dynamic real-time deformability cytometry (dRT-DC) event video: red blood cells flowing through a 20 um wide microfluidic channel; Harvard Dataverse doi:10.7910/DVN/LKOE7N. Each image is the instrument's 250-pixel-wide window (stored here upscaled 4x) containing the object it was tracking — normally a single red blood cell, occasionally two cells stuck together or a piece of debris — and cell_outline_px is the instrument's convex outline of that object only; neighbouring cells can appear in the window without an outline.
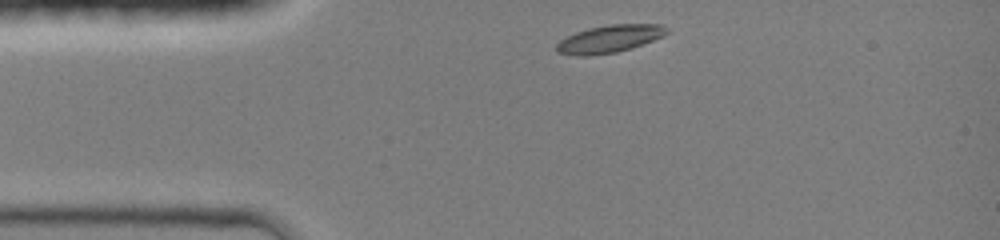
{"species": "common noctule bat (a hibernating species)", "species_latin": "Nyctalus noctula", "temperature_condition": "room temperature", "stored_images_in_passage": 32, "camera_frame_rate_fps": 3000, "um_per_image_px": 0.085, "animal": {"sex": "female", "body_mass_g": 19.0, "forearm_length_mm": 51.5}, "frame": {"image": 1, "passage_image": 1, "time_ms": 0.0, "image_size_px": [1000, 240], "cell_outline_px": [[672, 32], [664, 36], [632, 48], [616, 52], [588, 56], [576, 56], [556, 52], [556, 44], [560, 40], [576, 32], [588, 28], [612, 24], [664, 24]], "centroid_in_image_um": [51.85, 3.3], "position_along_channel_um": 33.1, "area_um2": 17.92}}
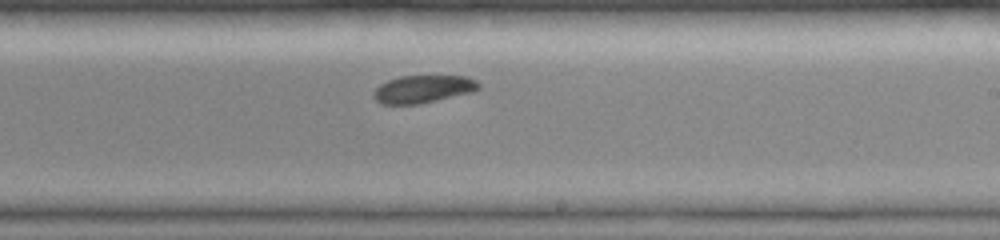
{"frame": {"image": 2, "passage_image": 19, "time_ms": 6.0, "image_size_px": [1000, 240], "cell_outline_px": [[480, 88], [472, 92], [420, 104], [380, 104], [372, 96], [372, 92], [380, 84], [388, 80], [400, 76], [468, 76], [476, 80], [480, 84]], "centroid_in_image_um": [35.95, 7.57], "position_along_channel_um": 253.1, "area_um2": 17.05}}
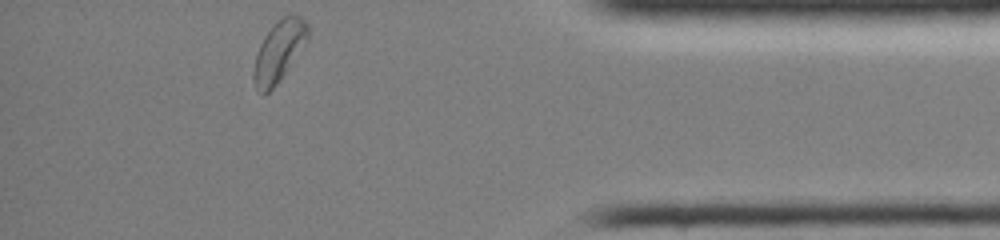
{"frame": {"image": 3, "passage_image": 32, "time_ms": 10.333, "image_size_px": [1000, 240], "cell_outline_px": [[308, 36], [288, 68], [276, 84], [264, 96], [256, 88], [252, 80], [252, 72], [256, 56], [260, 44], [264, 36], [288, 12], [300, 16], [308, 24]], "centroid_in_image_um": [23.67, 4.36], "position_along_channel_um": 411.5, "area_um2": 18.67}, "authors_computed_cell_mechanics": {"area_um2": 17.8313, "velocity_mm_per_s": 4.203, "shape_relaxation_time_tau1_ms": 1.8334, "shape_relaxation_time_tau2_ms": null, "deformation_change_tau1": 0.0693, "deformation_change_tau2": null}}